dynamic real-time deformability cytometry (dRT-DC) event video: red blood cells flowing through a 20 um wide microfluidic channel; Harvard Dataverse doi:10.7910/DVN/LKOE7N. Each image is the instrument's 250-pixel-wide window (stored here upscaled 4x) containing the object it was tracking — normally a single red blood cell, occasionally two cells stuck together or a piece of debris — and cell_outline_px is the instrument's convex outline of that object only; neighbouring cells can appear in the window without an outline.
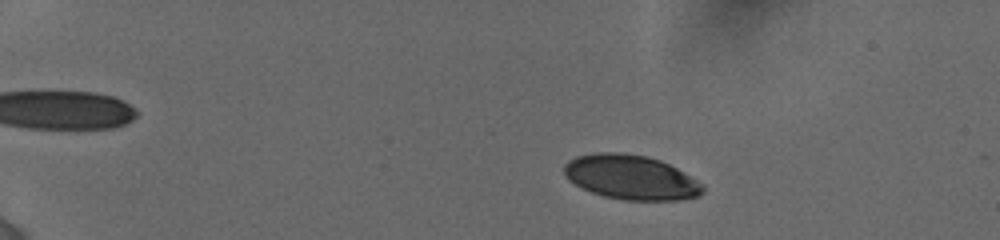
{"species": "human", "species_latin": "Homo sapiens", "temperature_condition": "cold", "stored_images_in_passage": 28, "camera_frame_rate_fps": 3000, "um_per_image_px": 0.085, "donor": {"sex": "female"}, "frame": {"image": 1, "passage_image": 10, "time_ms": 3.0, "image_size_px": [1000, 240], "cell_outline_px": [[704, 192], [700, 196], [680, 200], [624, 200], [604, 196], [592, 192], [568, 180], [564, 176], [564, 164], [568, 160], [576, 156], [596, 152], [620, 152], [648, 156], [660, 160], [676, 168], [704, 184]], "centroid_in_image_um": [53.63, 15.06], "position_along_channel_um": 31.4, "area_um2": 36.13}}
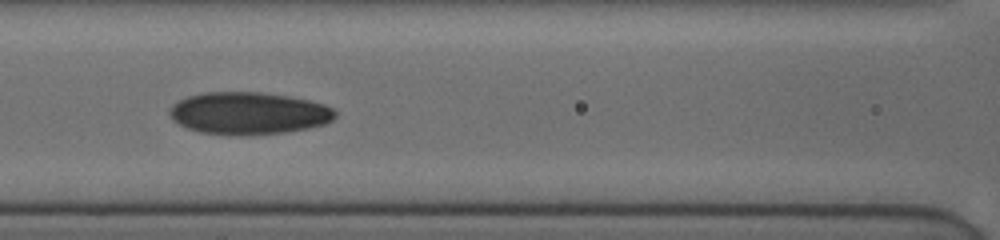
{"frame": {"image": 2, "passage_image": 26, "time_ms": 8.667, "image_size_px": [1000, 240], "cell_outline_px": [[336, 116], [332, 120], [324, 124], [308, 128], [288, 132], [252, 136], [228, 136], [200, 132], [188, 128], [172, 120], [168, 112], [168, 108], [172, 104], [188, 96], [204, 92], [260, 92], [288, 96], [308, 100], [324, 104], [332, 108], [336, 112]], "centroid_in_image_um": [21.11, 9.64], "position_along_channel_um": 145.5, "area_um2": 41.33}}
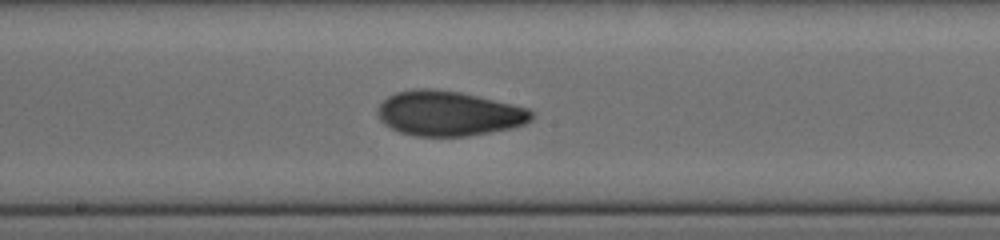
{"frame": {"image": 3, "passage_image": 28, "time_ms": 10.333, "image_size_px": [1000, 240], "cell_outline_px": [[532, 120], [524, 124], [512, 128], [468, 136], [416, 136], [400, 132], [384, 124], [380, 120], [376, 112], [380, 104], [388, 96], [396, 92], [412, 88], [432, 88], [460, 92], [512, 104], [528, 108], [532, 112]], "centroid_in_image_um": [38.11, 9.64], "position_along_channel_um": 210.1, "area_um2": 40.29}}